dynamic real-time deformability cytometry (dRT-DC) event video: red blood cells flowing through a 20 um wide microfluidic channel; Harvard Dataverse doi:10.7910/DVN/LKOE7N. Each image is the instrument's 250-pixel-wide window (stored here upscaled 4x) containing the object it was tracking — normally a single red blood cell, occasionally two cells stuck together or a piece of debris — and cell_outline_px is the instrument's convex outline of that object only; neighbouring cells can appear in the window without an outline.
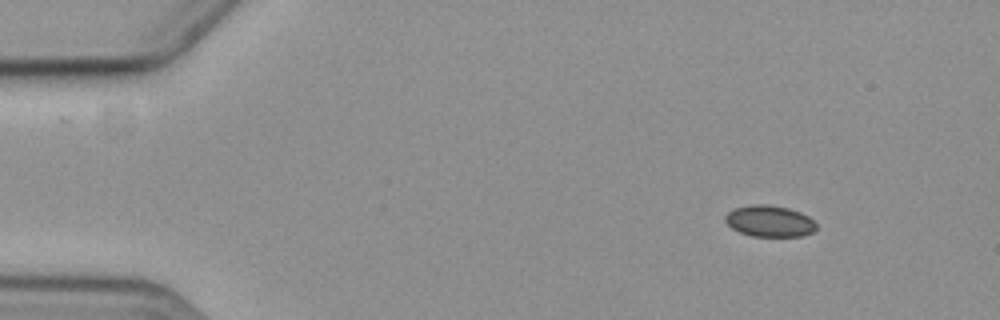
{"species": "common noctule bat (a hibernating species)", "species_latin": "Nyctalus noctula", "temperature_condition": "cold", "stored_images_in_passage": 4, "camera_frame_rate_fps": 3000, "um_per_image_px": 0.085, "animal": {"sex": "female", "body_mass_g": 19.3, "forearm_length_mm": 54.1}, "frame": {"image": 1, "passage_image": 1, "time_ms": 0.0, "image_size_px": [1000, 320], "cell_outline_px": [[816, 228], [812, 232], [804, 236], [752, 236], [740, 232], [732, 228], [724, 220], [724, 216], [728, 212], [736, 208], [752, 204], [764, 204], [788, 208], [800, 212], [808, 216], [816, 224]], "centroid_in_image_um": [65.4, 18.8], "position_along_channel_um": 19.6, "area_um2": 16.53}}
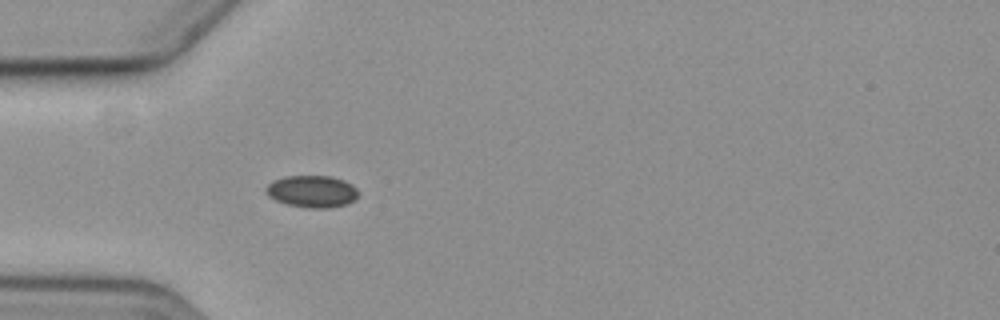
{"frame": {"image": 2, "passage_image": 4, "time_ms": 3.667, "image_size_px": [1000, 320], "cell_outline_px": [[356, 200], [348, 204], [332, 208], [308, 208], [288, 204], [276, 200], [268, 196], [264, 192], [264, 188], [272, 180], [284, 176], [332, 176], [344, 180], [352, 184], [356, 188]], "centroid_in_image_um": [26.5, 16.27], "position_along_channel_um": 58.5, "area_um2": 17.46}}